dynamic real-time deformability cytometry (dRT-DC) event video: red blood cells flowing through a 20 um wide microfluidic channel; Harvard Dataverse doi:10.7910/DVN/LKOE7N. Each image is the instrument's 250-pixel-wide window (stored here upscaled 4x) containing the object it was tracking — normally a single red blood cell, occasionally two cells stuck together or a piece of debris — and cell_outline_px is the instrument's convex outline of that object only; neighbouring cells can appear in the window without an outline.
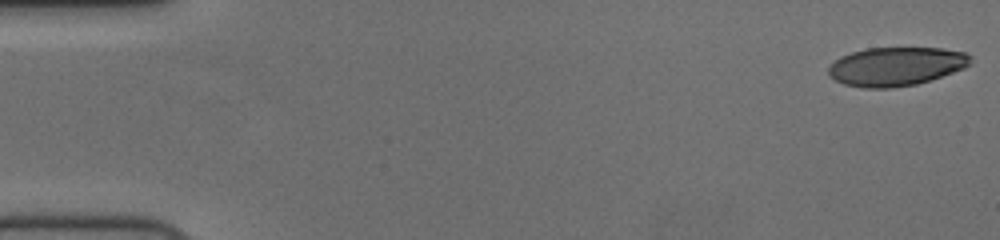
{"species": "human", "species_latin": "Homo sapiens", "temperature_condition": "cold", "stored_images_in_passage": 56, "camera_frame_rate_fps": 3000, "um_per_image_px": 0.085, "donor": {"sex": "female"}, "frame": {"image": 1, "passage_image": 1, "time_ms": 0.0, "image_size_px": [1000, 240], "cell_outline_px": [[972, 56], [968, 64], [964, 68], [916, 84], [888, 88], [864, 88], [844, 84], [836, 80], [828, 72], [828, 68], [840, 56], [852, 52], [868, 48], [940, 48], [964, 52]], "centroid_in_image_um": [76.15, 5.64], "position_along_channel_um": 8.9, "area_um2": 31.62}}
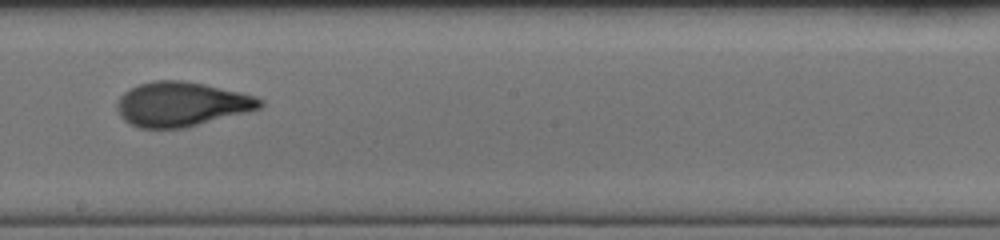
{"frame": {"image": 2, "passage_image": 32, "time_ms": 10.333, "image_size_px": [1000, 240], "cell_outline_px": [[264, 104], [260, 108], [184, 128], [140, 128], [128, 124], [120, 116], [116, 108], [116, 104], [120, 96], [128, 88], [152, 80], [184, 80], [204, 84], [240, 92], [256, 96], [264, 100]], "centroid_in_image_um": [15.38, 8.84], "position_along_channel_um": 232.8, "area_um2": 37.11}}
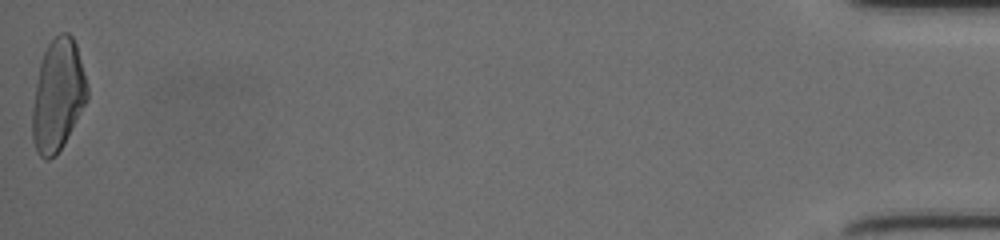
{"frame": {"image": 3, "passage_image": 56, "time_ms": 18.333, "image_size_px": [1000, 240], "cell_outline_px": [[88, 100], [64, 144], [56, 156], [48, 160], [44, 160], [36, 152], [32, 140], [32, 108], [36, 84], [40, 64], [44, 52], [48, 44], [60, 32], [68, 32], [72, 36], [76, 44], [88, 88]], "centroid_in_image_um": [4.92, 8.15], "position_along_channel_um": 430.3, "area_um2": 35.84}, "authors_computed_cell_mechanics": {"area_um2": 35.3447, "velocity_mm_per_s": 3.7278, "shape_relaxation_time_tau1_ms": 5.3066, "shape_relaxation_time_tau2_ms": 0.8265, "deformation_change_tau1": 0.2138, "deformation_change_tau2": 0.0691}}